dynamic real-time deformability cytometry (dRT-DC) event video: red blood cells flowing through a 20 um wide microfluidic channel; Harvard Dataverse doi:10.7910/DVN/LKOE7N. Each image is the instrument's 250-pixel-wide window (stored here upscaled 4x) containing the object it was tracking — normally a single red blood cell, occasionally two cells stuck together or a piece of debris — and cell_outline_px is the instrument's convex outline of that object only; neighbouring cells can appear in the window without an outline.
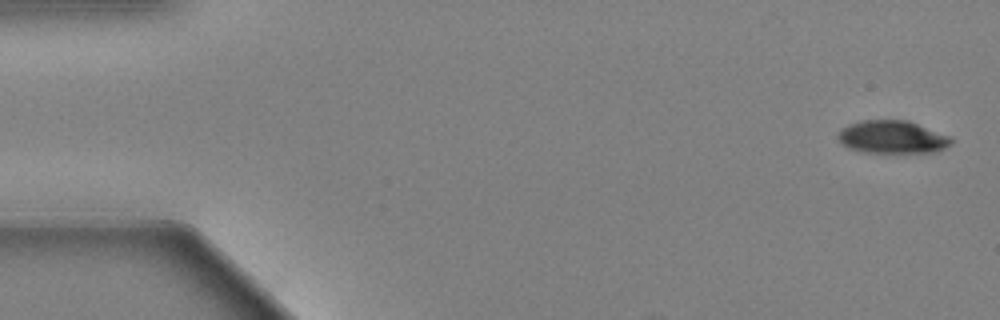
{"species": "Egyptian fruit bat (a non-hibernating species)", "species_latin": "Rousettus aegyptiacus", "temperature_condition": "warm", "stored_images_in_passage": 55, "camera_frame_rate_fps": 3000, "um_per_image_px": 0.085, "animal": {"sex": "female"}, "frame": {"image": 1, "passage_image": 1, "time_ms": 0.0, "image_size_px": [1000, 320], "cell_outline_px": [[952, 140], [944, 148], [932, 152], [868, 152], [848, 148], [836, 136], [840, 128], [848, 124], [860, 120], [908, 120], [948, 136]], "centroid_in_image_um": [75.77, 11.63], "position_along_channel_um": 9.2, "area_um2": 21.33}}
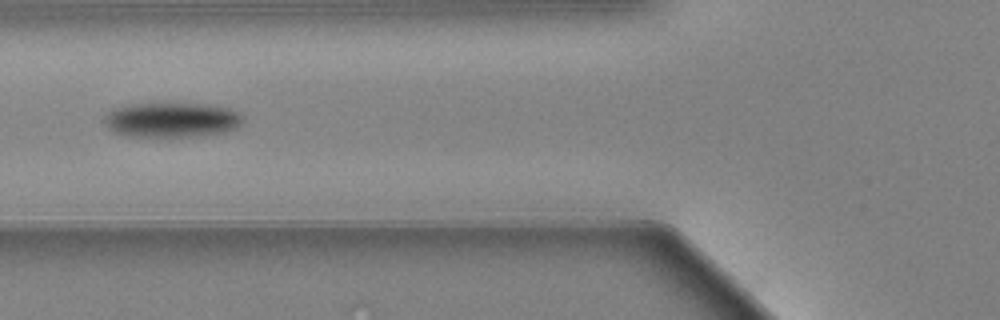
{"frame": {"image": 2, "passage_image": 21, "time_ms": 6.667, "image_size_px": [1000, 320], "cell_outline_px": [[244, 116], [240, 124], [236, 128], [224, 132], [200, 136], [124, 136], [112, 132], [104, 124], [104, 116], [116, 108], [128, 104], [200, 104], [224, 108], [240, 112]], "centroid_in_image_um": [14.57, 10.2], "position_along_channel_um": 111.2, "area_um2": 27.92}}
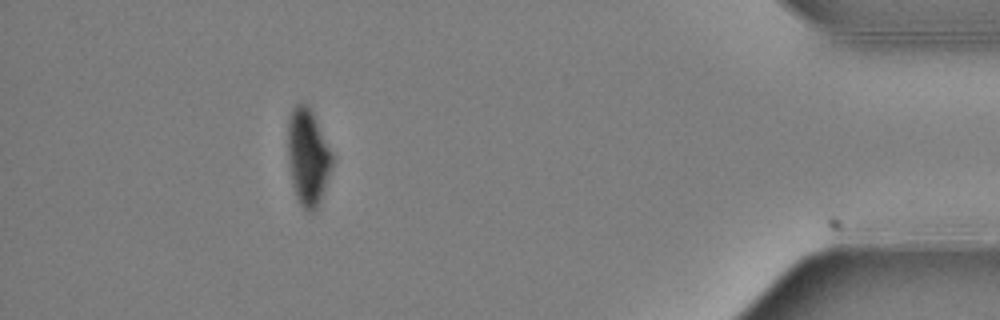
{"frame": {"image": 3, "passage_image": 50, "time_ms": 16.333, "image_size_px": [1000, 320], "cell_outline_px": [[332, 164], [328, 176], [316, 208], [312, 212], [308, 212], [300, 204], [296, 196], [292, 184], [288, 160], [288, 120], [292, 108], [296, 104], [308, 104], [312, 108], [332, 152]], "centroid_in_image_um": [26.15, 13.27], "position_along_channel_um": 409.0, "area_um2": 24.8}, "authors_computed_cell_mechanics": {"area_um2": 26.0678, "velocity_mm_per_s": 3.653, "shape_relaxation_time_tau1_ms": 3.5999, "shape_relaxation_time_tau2_ms": null, "deformation_change_tau1": 0.1642, "deformation_change_tau2": null}}